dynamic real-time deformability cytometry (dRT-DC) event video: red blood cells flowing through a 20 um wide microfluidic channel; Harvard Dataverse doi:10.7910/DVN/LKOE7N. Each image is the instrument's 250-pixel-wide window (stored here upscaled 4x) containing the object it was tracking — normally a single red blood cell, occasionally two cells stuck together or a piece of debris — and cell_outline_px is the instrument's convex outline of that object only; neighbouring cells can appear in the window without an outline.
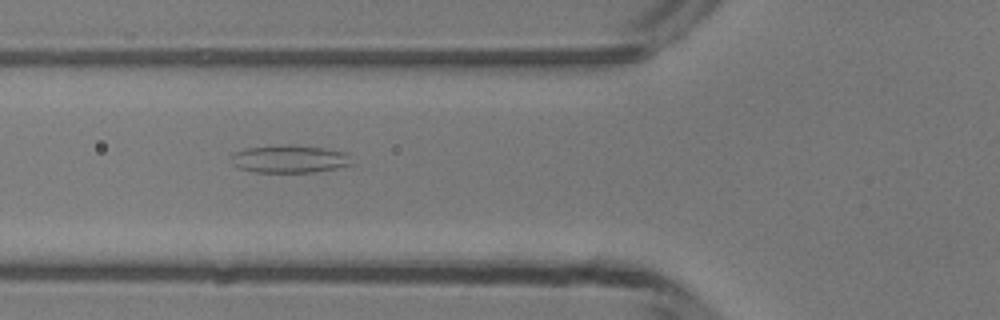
{"species": "common noctule bat (a hibernating species)", "species_latin": "Nyctalus noctula", "temperature_condition": "room temperature", "stored_images_in_passage": 35, "camera_frame_rate_fps": 3000, "um_per_image_px": 0.085, "animal": {"sex": "male", "body_mass_g": 13.3}, "frame": {"image": 1, "passage_image": 8, "time_ms": 2.333, "image_size_px": [1000, 320], "cell_outline_px": [[352, 164], [336, 168], [312, 172], [256, 172], [240, 168], [232, 164], [232, 156], [236, 152], [244, 148], [288, 144], [292, 144], [324, 148], [344, 152], [348, 156]], "centroid_in_image_um": [24.59, 13.5], "position_along_channel_um": 101.2, "area_um2": 19.31}}
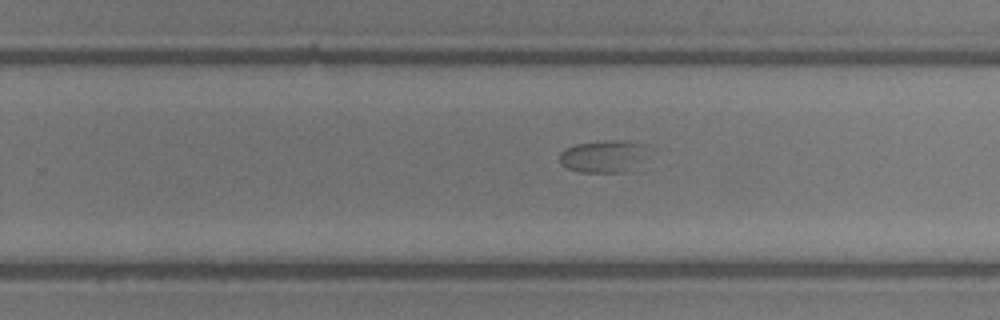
{"frame": {"image": 2, "passage_image": 21, "time_ms": 6.667, "image_size_px": [1000, 320], "cell_outline_px": [[648, 144], [624, 172], [580, 172], [568, 168], [560, 160], [560, 152], [576, 144], [612, 140], [624, 140]], "centroid_in_image_um": [51.16, 13.26], "position_along_channel_um": 278.6, "area_um2": 15.49}}
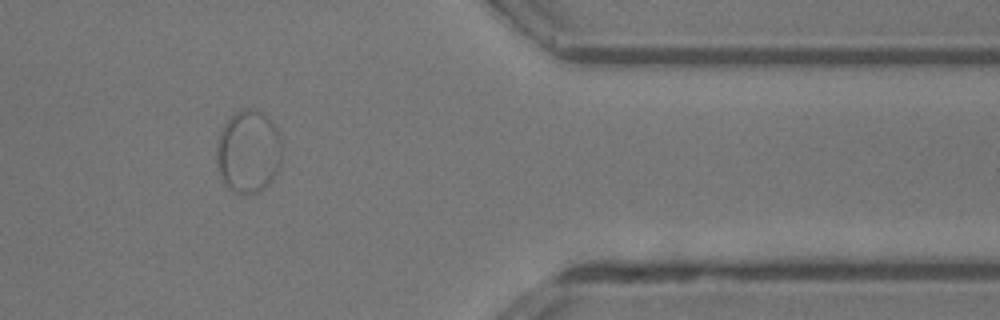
{"frame": {"image": 3, "passage_image": 31, "time_ms": 10.0, "image_size_px": [1000, 320], "cell_outline_px": [[280, 168], [268, 184], [264, 188], [256, 192], [244, 196], [232, 192], [224, 184], [220, 176], [216, 164], [216, 144], [220, 132], [224, 124], [236, 112], [244, 108], [252, 108], [260, 112], [272, 120], [280, 136]], "centroid_in_image_um": [21.08, 12.91], "position_along_channel_um": 390.3, "area_um2": 31.91}}